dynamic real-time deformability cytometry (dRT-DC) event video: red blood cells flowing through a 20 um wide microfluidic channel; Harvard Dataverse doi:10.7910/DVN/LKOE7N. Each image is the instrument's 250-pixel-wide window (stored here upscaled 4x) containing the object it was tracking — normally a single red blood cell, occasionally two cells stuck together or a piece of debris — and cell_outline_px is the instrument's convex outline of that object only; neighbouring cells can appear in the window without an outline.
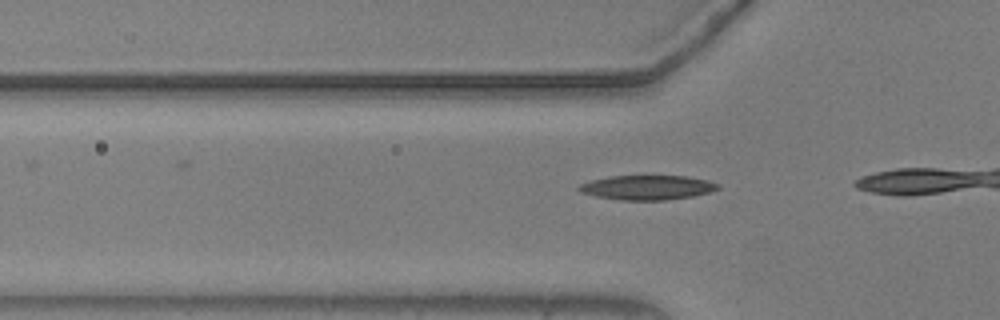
{"species": "common noctule bat (a hibernating species)", "species_latin": "Nyctalus noctula", "temperature_condition": "warm", "stored_images_in_passage": 6, "camera_frame_rate_fps": 3000, "um_per_image_px": 0.085, "animal": {"sex": "male", "body_mass_g": 20.5, "forearm_length_mm": 52.5}, "frame": {"image": 1, "passage_image": 3, "time_ms": 0.667, "image_size_px": [1000, 320], "cell_outline_px": [[720, 188], [708, 192], [692, 196], [664, 200], [620, 200], [596, 196], [580, 192], [576, 188], [580, 184], [592, 180], [608, 176], [684, 176], [708, 180], [720, 184]], "centroid_in_image_um": [55.0, 15.93], "position_along_channel_um": 70.8, "area_um2": 19.77}}